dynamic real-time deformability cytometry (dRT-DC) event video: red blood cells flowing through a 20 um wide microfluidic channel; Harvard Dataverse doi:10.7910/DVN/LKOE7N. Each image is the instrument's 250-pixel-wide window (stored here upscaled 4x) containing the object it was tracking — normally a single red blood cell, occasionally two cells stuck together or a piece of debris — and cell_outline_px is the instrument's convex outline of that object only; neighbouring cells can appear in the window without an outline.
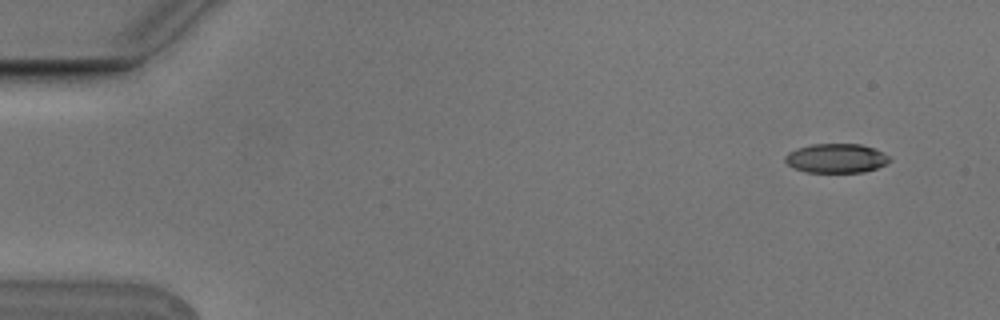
{"species": "Egyptian fruit bat (a non-hibernating species)", "species_latin": "Rousettus aegyptiacus", "temperature_condition": "cold", "stored_images_in_passage": 7, "camera_frame_rate_fps": 3000, "um_per_image_px": 0.085, "animal": {"sex": "male"}, "frame": {"image": 1, "passage_image": 1, "time_ms": 0.0, "image_size_px": [1000, 320], "cell_outline_px": [[892, 160], [876, 168], [864, 172], [804, 172], [792, 168], [784, 160], [784, 156], [788, 152], [796, 148], [812, 144], [860, 144], [872, 148], [888, 156]], "centroid_in_image_um": [71.01, 13.46], "position_along_channel_um": 14.0, "area_um2": 17.74}}